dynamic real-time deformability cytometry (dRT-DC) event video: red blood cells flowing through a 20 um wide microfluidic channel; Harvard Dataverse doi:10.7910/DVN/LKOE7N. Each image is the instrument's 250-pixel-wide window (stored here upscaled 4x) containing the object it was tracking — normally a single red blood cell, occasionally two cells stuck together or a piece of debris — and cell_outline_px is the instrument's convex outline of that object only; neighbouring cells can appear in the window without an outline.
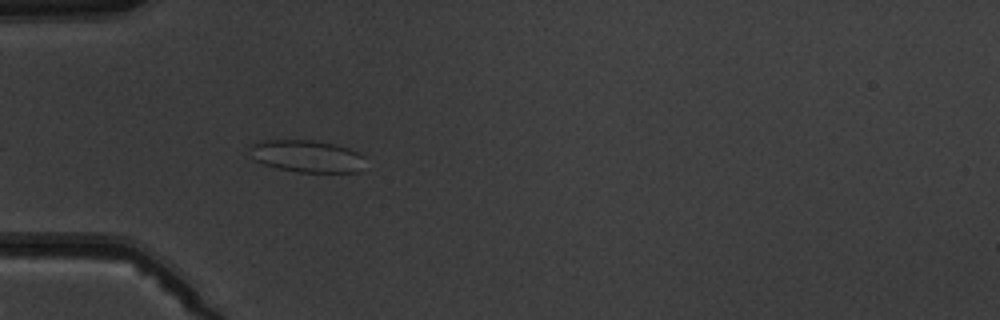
{"species": "common noctule bat (a hibernating species)", "species_latin": "Nyctalus noctula", "temperature_condition": "warm", "stored_images_in_passage": 5, "camera_frame_rate_fps": 3000, "um_per_image_px": 0.085, "animal": {"sex": "male", "body_mass_g": 19.5, "forearm_length_mm": 54.6}, "frame": {"image": 1, "passage_image": 5, "time_ms": 4.667, "image_size_px": [1000, 320], "cell_outline_px": [[364, 156], [356, 172], [296, 172], [264, 164], [256, 160], [248, 148], [248, 144], [260, 140], [312, 140], [336, 144], [360, 152]], "centroid_in_image_um": [26.03, 13.25], "position_along_channel_um": 59.0, "area_um2": 21.5}}